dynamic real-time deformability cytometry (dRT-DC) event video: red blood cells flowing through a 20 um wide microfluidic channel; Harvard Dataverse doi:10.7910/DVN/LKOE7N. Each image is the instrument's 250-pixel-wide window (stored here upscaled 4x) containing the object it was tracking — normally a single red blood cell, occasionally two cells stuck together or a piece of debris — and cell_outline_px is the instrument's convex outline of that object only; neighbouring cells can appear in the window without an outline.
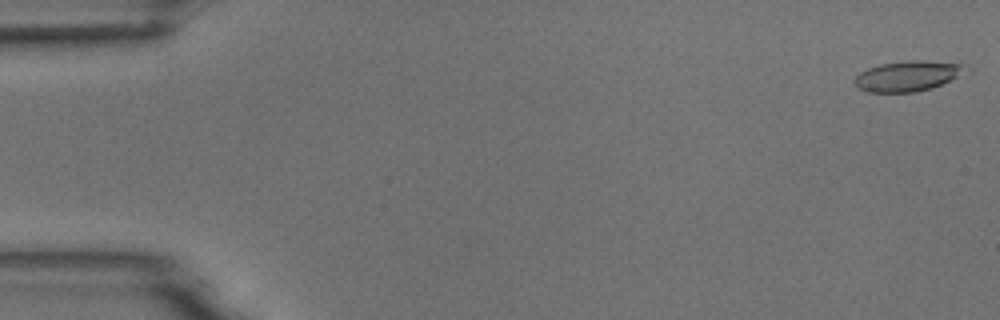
{"species": "common noctule bat (a hibernating species)", "species_latin": "Nyctalus noctula", "temperature_condition": "room temperature", "stored_images_in_passage": 54, "camera_frame_rate_fps": 3000, "um_per_image_px": 0.085, "animal": {"sex": "male", "body_mass_g": 18.8}, "frame": {"image": 1, "passage_image": 1, "time_ms": 0.0, "image_size_px": [1000, 320], "cell_outline_px": [[972, 72], [932, 88], [916, 92], [868, 92], [856, 88], [852, 80], [860, 72], [868, 68], [880, 64], [912, 60], [924, 60], [964, 64], [972, 68]], "centroid_in_image_um": [77.24, 6.46], "position_along_channel_um": 7.8, "area_um2": 20.23}}
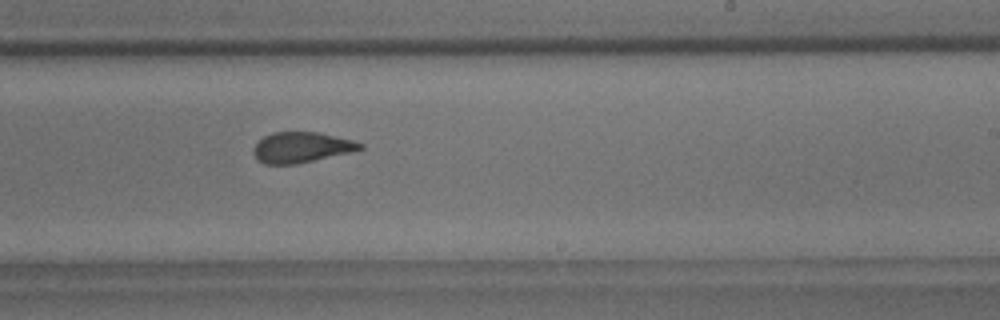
{"frame": {"image": 2, "passage_image": 33, "time_ms": 10.667, "image_size_px": [1000, 320], "cell_outline_px": [[364, 148], [352, 152], [296, 164], [264, 164], [256, 160], [252, 152], [252, 148], [264, 136], [272, 132], [320, 132], [352, 140], [364, 144]], "centroid_in_image_um": [25.6, 12.53], "position_along_channel_um": 263.4, "area_um2": 19.13}}
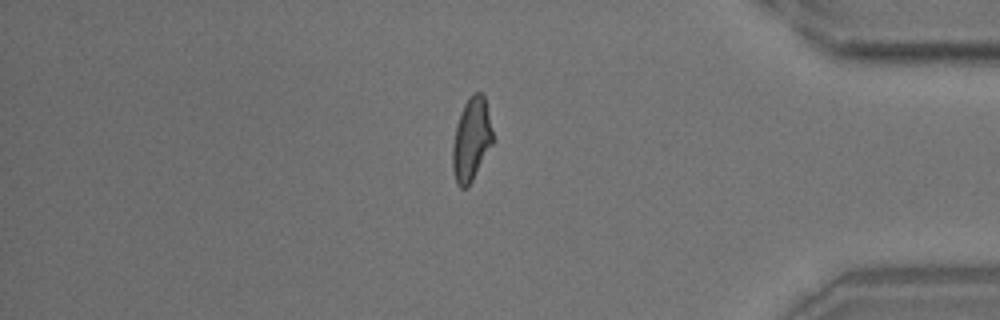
{"frame": {"image": 3, "passage_image": 46, "time_ms": 15.0, "image_size_px": [1000, 320], "cell_outline_px": [[496, 140], [468, 188], [460, 188], [456, 184], [452, 172], [452, 144], [456, 124], [460, 112], [464, 104], [476, 92], [484, 92]], "centroid_in_image_um": [40.09, 11.88], "position_along_channel_um": 395.1, "area_um2": 20.29}, "authors_computed_cell_mechanics": {"area_um2": 19.7676, "velocity_mm_per_s": 3.6995, "shape_relaxation_time_tau1_ms": 6.527, "shape_relaxation_time_tau2_ms": 1.657, "deformation_change_tau1": 0.1966, "deformation_change_tau2": 0.1045}}